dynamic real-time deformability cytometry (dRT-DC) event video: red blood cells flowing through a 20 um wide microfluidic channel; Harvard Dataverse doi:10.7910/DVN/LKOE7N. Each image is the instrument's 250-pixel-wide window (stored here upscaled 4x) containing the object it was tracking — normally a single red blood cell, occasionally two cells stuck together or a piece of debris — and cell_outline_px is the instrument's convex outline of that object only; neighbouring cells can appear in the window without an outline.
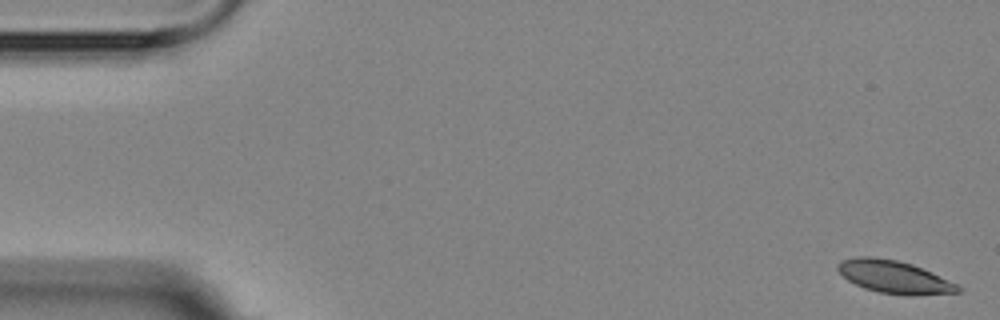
{"species": "Egyptian fruit bat (a non-hibernating species)", "species_latin": "Rousettus aegyptiacus", "temperature_condition": "room temperature", "stored_images_in_passage": 5, "camera_frame_rate_fps": 3000, "um_per_image_px": 0.085, "animal": {"sex": "female"}, "frame": {"image": 1, "passage_image": 1, "time_ms": 0.0, "image_size_px": [1000, 320], "cell_outline_px": [[964, 288], [960, 292], [912, 296], [908, 296], [880, 292], [864, 288], [848, 280], [836, 268], [836, 264], [840, 260], [856, 256], [872, 256], [896, 260], [912, 264], [932, 272], [960, 284]], "centroid_in_image_um": [76.05, 23.54], "position_along_channel_um": 9.0, "area_um2": 23.24}}
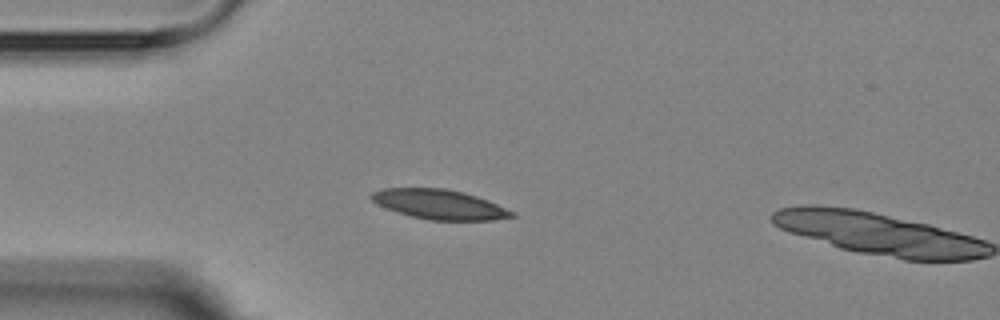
{"frame": {"image": 2, "passage_image": 4, "time_ms": 4.333, "image_size_px": [1000, 320], "cell_outline_px": [[516, 216], [492, 220], [428, 220], [396, 212], [376, 204], [368, 196], [372, 192], [384, 188], [444, 188], [464, 192], [488, 200], [516, 212]], "centroid_in_image_um": [37.35, 17.37], "position_along_channel_um": 47.7, "area_um2": 24.39}}